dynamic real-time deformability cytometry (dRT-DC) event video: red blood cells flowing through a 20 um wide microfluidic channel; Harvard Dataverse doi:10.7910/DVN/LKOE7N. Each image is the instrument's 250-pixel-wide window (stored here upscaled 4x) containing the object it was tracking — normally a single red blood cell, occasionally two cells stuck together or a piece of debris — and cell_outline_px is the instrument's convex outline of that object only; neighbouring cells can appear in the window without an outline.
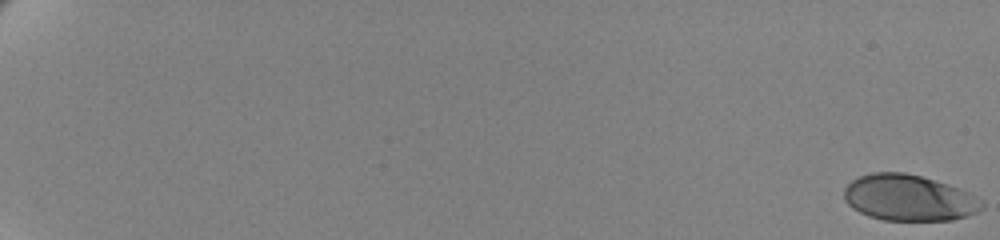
{"species": "human", "species_latin": "Homo sapiens", "temperature_condition": "cold", "stored_images_in_passage": 63, "camera_frame_rate_fps": 3000, "um_per_image_px": 0.085, "donor": {"sex": "female"}, "frame": {"image": 1, "passage_image": 1, "time_ms": 0.0, "image_size_px": [1000, 240], "cell_outline_px": [[984, 208], [976, 212], [952, 220], [884, 220], [868, 216], [852, 208], [844, 200], [844, 188], [852, 180], [860, 176], [872, 172], [904, 172], [920, 176], [948, 184], [968, 192], [984, 200]], "centroid_in_image_um": [77.25, 16.81], "position_along_channel_um": 7.8, "area_um2": 37.05}}
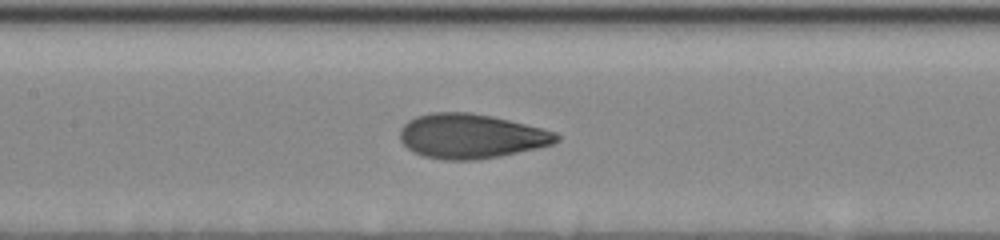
{"frame": {"image": 2, "passage_image": 35, "time_ms": 11.333, "image_size_px": [1000, 240], "cell_outline_px": [[560, 140], [552, 144], [536, 148], [500, 156], [472, 160], [444, 160], [424, 156], [412, 152], [400, 140], [400, 128], [408, 120], [416, 116], [432, 112], [472, 112], [492, 116], [556, 132], [560, 136]], "centroid_in_image_um": [40.0, 11.57], "position_along_channel_um": 167.4, "area_um2": 40.58}}
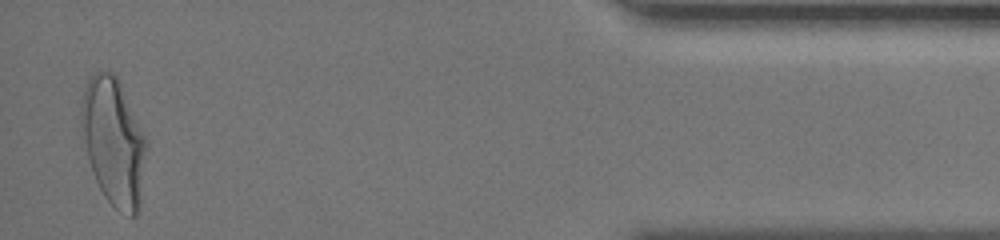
{"frame": {"image": 3, "passage_image": 62, "time_ms": 20.333, "image_size_px": [1000, 240], "cell_outline_px": [[148, 140], [136, 216], [132, 216], [116, 208], [104, 196], [96, 180], [88, 156], [84, 136], [80, 108], [84, 88], [88, 80], [96, 72], [112, 72], [120, 80]], "centroid_in_image_um": [9.67, 11.96], "position_along_channel_um": 425.5, "area_um2": 47.4}, "authors_computed_cell_mechanics": {"area_um2": 39.1884, "velocity_mm_per_s": 3.4512, "shape_relaxation_time_tau1_ms": 3.9256, "shape_relaxation_time_tau2_ms": 0.8111, "deformation_change_tau1": 0.1623, "deformation_change_tau2": 0.0541}}